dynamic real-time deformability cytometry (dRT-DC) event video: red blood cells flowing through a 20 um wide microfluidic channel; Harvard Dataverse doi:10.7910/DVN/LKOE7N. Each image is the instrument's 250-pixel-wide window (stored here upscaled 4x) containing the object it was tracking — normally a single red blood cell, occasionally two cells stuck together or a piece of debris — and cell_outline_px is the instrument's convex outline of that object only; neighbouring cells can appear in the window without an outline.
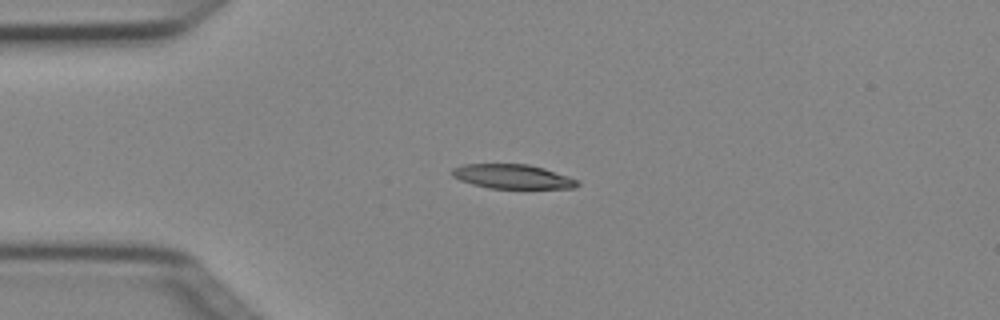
{"species": "Egyptian fruit bat (a non-hibernating species)", "species_latin": "Rousettus aegyptiacus", "temperature_condition": "cold", "stored_images_in_passage": 5, "camera_frame_rate_fps": 3000, "um_per_image_px": 0.085, "animal": {"sex": "female"}, "frame": {"image": 1, "passage_image": 3, "time_ms": 0.667, "image_size_px": [1000, 320], "cell_outline_px": [[580, 184], [576, 188], [488, 188], [472, 184], [460, 180], [452, 176], [448, 172], [452, 168], [464, 164], [528, 164], [544, 168], [580, 180]], "centroid_in_image_um": [43.55, 15.0], "position_along_channel_um": 41.4, "area_um2": 17.92}}
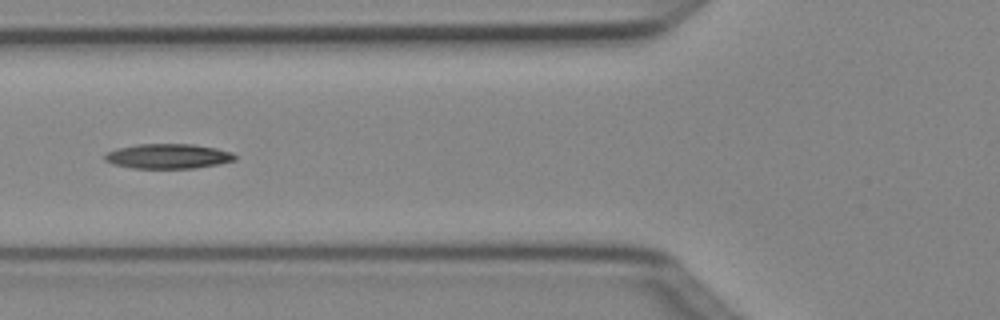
{"frame": {"image": 2, "passage_image": 5, "time_ms": 1.333, "image_size_px": [1000, 320], "cell_outline_px": [[236, 160], [220, 164], [196, 168], [132, 168], [112, 164], [104, 160], [104, 156], [108, 152], [116, 148], [136, 144], [192, 144], [216, 148], [232, 152], [236, 156]], "centroid_in_image_um": [14.29, 13.28], "position_along_channel_um": 111.5, "area_um2": 18.96}}